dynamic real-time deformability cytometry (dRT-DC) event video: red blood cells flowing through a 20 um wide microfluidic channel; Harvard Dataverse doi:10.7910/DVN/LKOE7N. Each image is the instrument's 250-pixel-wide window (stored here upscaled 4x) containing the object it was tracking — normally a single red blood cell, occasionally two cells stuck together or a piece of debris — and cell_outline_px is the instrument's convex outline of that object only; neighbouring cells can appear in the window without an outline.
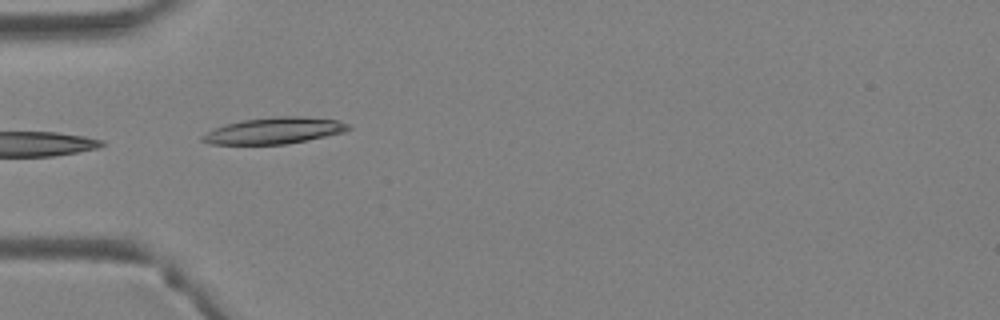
{"species": "Egyptian fruit bat (a non-hibernating species)", "species_latin": "Rousettus aegyptiacus", "temperature_condition": "warm", "stored_images_in_passage": 4, "camera_frame_rate_fps": 3000, "um_per_image_px": 0.085, "animal": {"sex": "female"}, "frame": {"image": 1, "passage_image": 4, "time_ms": 1.0, "image_size_px": [1000, 320], "cell_outline_px": [[352, 128], [344, 132], [308, 140], [284, 144], [208, 144], [200, 140], [200, 136], [216, 128], [240, 120], [276, 116], [296, 116], [336, 120], [352, 124]], "centroid_in_image_um": [23.33, 11.1], "position_along_channel_um": 61.7, "area_um2": 22.37}}